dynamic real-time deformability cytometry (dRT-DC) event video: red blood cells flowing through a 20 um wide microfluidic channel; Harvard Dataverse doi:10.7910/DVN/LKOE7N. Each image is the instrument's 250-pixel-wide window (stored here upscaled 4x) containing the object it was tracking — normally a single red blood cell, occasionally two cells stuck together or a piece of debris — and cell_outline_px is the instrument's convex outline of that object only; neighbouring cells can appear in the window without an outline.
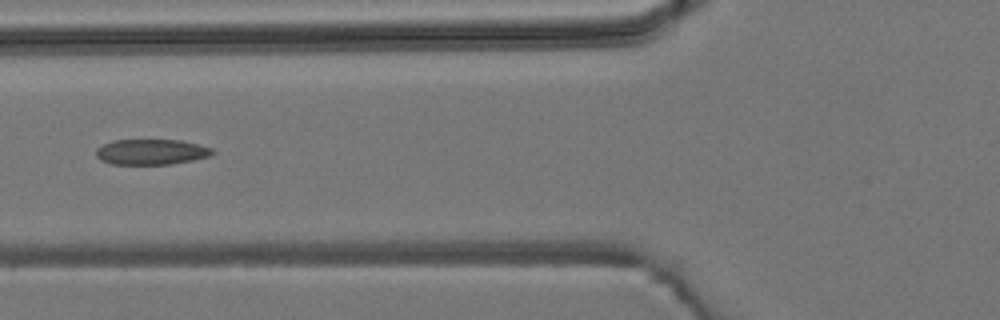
{"species": "common noctule bat (a hibernating species)", "species_latin": "Nyctalus noctula", "temperature_condition": "room temperature", "stored_images_in_passage": 7, "camera_frame_rate_fps": 3000, "um_per_image_px": 0.085, "animal": {"sex": "male", "body_mass_g": 19.2, "forearm_length_mm": 51.8}, "frame": {"image": 1, "passage_image": 6, "time_ms": 6.0, "image_size_px": [1000, 320], "cell_outline_px": [[216, 152], [208, 156], [192, 160], [168, 164], [112, 164], [100, 160], [96, 156], [96, 148], [112, 140], [180, 140], [212, 148]], "centroid_in_image_um": [12.83, 12.91], "position_along_channel_um": 113.0, "area_um2": 17.17}}
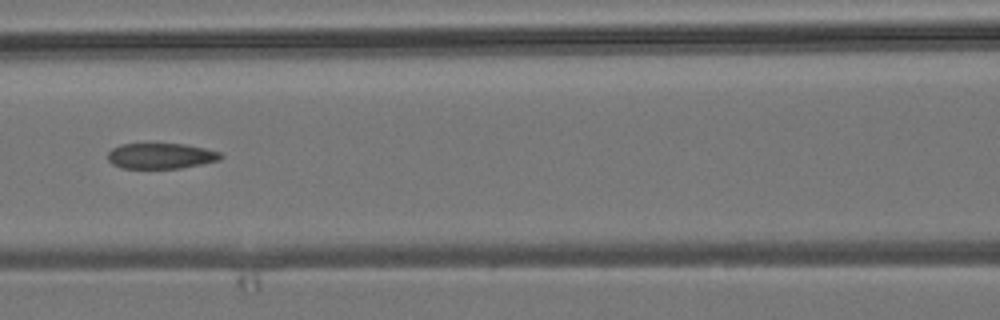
{"frame": {"image": 2, "passage_image": 7, "time_ms": 7.0, "image_size_px": [1000, 320], "cell_outline_px": [[224, 156], [220, 160], [180, 168], [120, 168], [112, 164], [108, 160], [108, 152], [112, 148], [120, 144], [184, 144], [204, 148], [220, 152]], "centroid_in_image_um": [13.66, 13.25], "position_along_channel_um": 152.9, "area_um2": 16.82}}